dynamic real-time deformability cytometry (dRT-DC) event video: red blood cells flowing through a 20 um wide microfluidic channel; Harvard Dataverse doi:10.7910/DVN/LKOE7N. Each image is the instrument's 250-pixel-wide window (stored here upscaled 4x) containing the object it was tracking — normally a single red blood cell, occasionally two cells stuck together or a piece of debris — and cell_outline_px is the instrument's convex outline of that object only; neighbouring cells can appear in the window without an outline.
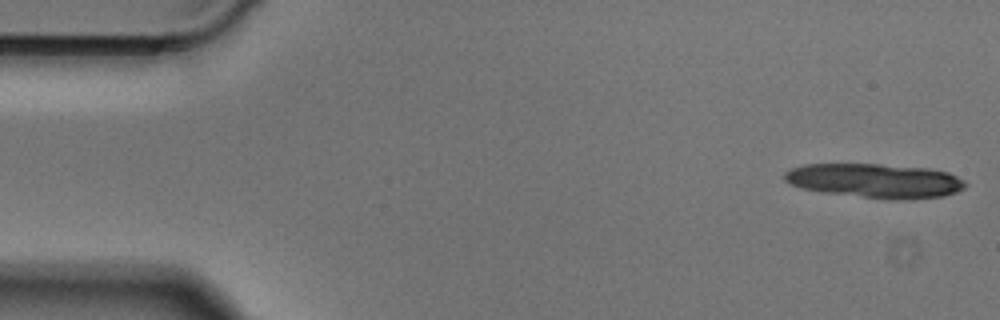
{"species": "Egyptian fruit bat (a non-hibernating species)", "species_latin": "Rousettus aegyptiacus", "temperature_condition": "cold", "stored_images_in_passage": 12, "camera_frame_rate_fps": 3000, "um_per_image_px": 0.085, "animal": {"sex": "male"}, "frame": {"image": 1, "passage_image": 1, "time_ms": 0.0, "image_size_px": [1000, 320], "cell_outline_px": [[968, 184], [964, 188], [956, 192], [944, 196], [896, 200], [892, 200], [824, 192], [800, 188], [788, 184], [784, 180], [784, 172], [792, 168], [804, 164], [880, 164], [928, 168], [948, 172], [964, 180]], "centroid_in_image_um": [74.37, 15.36], "position_along_channel_um": 10.6, "area_um2": 36.24}}